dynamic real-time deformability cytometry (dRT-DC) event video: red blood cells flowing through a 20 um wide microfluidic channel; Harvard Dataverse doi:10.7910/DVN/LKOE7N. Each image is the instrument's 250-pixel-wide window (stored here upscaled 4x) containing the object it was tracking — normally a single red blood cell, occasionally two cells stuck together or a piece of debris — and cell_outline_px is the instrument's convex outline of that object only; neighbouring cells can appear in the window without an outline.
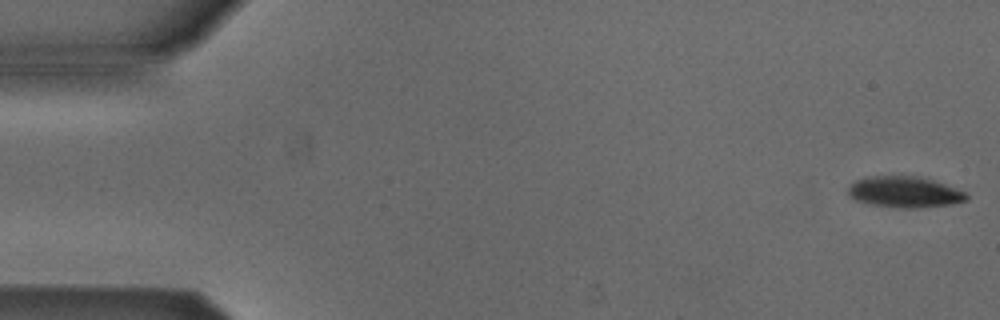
{"species": "Egyptian fruit bat (a non-hibernating species)", "species_latin": "Rousettus aegyptiacus", "temperature_condition": "cold", "stored_images_in_passage": 32, "camera_frame_rate_fps": 3000, "um_per_image_px": 0.085, "animal": {"sex": "male"}, "frame": {"image": 1, "passage_image": 1, "time_ms": 0.0, "image_size_px": [1000, 320], "cell_outline_px": [[968, 200], [952, 204], [916, 208], [900, 208], [872, 204], [856, 200], [848, 196], [848, 188], [856, 180], [864, 176], [916, 176], [932, 180], [944, 184], [964, 192], [968, 196]], "centroid_in_image_um": [76.86, 16.32], "position_along_channel_um": 8.1, "area_um2": 21.27}}
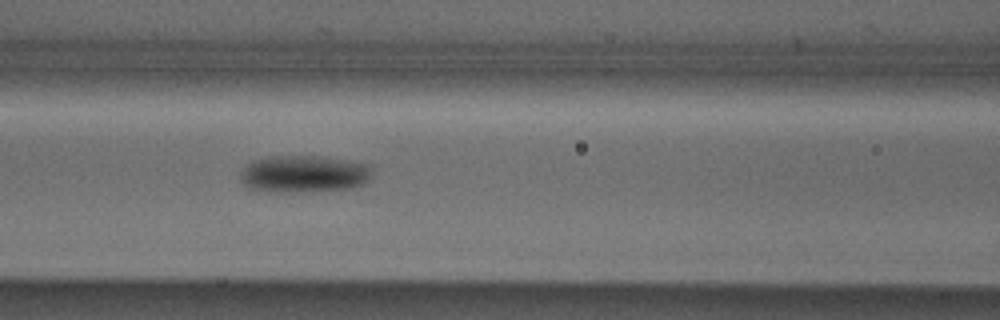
{"frame": {"image": 2, "passage_image": 22, "time_ms": 7.0, "image_size_px": [1000, 320], "cell_outline_px": [[372, 172], [368, 180], [364, 184], [352, 188], [300, 192], [268, 192], [248, 188], [240, 180], [240, 172], [252, 160], [268, 156], [320, 156], [348, 160], [372, 164]], "centroid_in_image_um": [25.84, 14.78], "position_along_channel_um": 140.8, "area_um2": 29.02}}
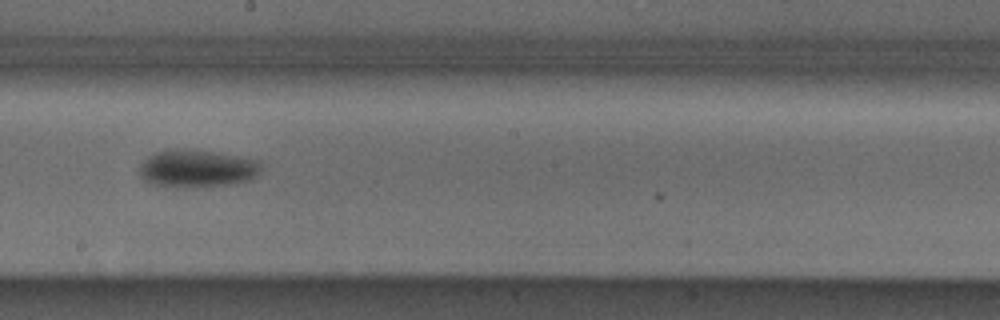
{"frame": {"image": 3, "passage_image": 29, "time_ms": 9.333, "image_size_px": [1000, 320], "cell_outline_px": [[260, 172], [252, 180], [236, 184], [208, 188], [164, 188], [148, 184], [140, 176], [140, 164], [148, 156], [156, 152], [216, 152], [260, 160]], "centroid_in_image_um": [16.78, 14.43], "position_along_channel_um": 231.4, "area_um2": 26.88}}